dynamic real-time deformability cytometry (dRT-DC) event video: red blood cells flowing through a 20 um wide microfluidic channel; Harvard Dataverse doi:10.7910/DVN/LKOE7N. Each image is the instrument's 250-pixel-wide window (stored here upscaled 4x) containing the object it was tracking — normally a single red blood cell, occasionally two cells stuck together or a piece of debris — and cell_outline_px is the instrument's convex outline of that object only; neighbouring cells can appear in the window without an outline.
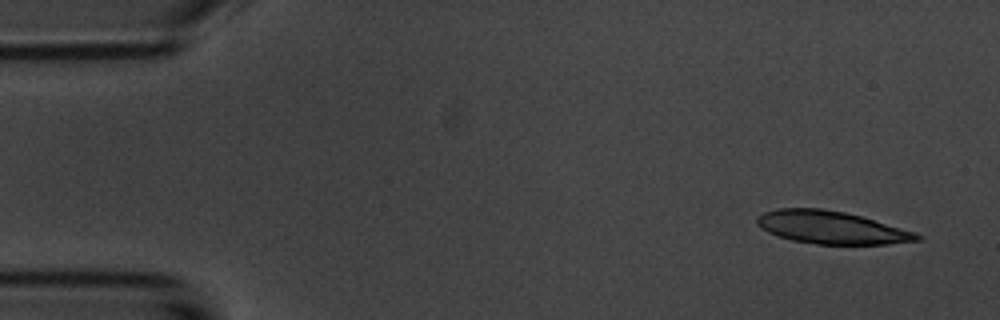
{"species": "common noctule bat (a hibernating species)", "species_latin": "Nyctalus noctula", "temperature_condition": "room temperature", "stored_images_in_passage": 5, "camera_frame_rate_fps": 3000, "um_per_image_px": 0.085, "animal": {"sex": "male", "body_mass_g": 20.1, "forearm_length_mm": 53.5}, "frame": {"image": 1, "passage_image": 1, "time_ms": 0.0, "image_size_px": [1000, 320], "cell_outline_px": [[924, 236], [920, 240], [888, 244], [816, 244], [792, 240], [776, 236], [768, 232], [756, 224], [756, 216], [764, 212], [776, 208], [824, 208], [844, 212], [860, 216], [916, 232]], "centroid_in_image_um": [70.64, 19.33], "position_along_channel_um": 14.4, "area_um2": 30.58}}